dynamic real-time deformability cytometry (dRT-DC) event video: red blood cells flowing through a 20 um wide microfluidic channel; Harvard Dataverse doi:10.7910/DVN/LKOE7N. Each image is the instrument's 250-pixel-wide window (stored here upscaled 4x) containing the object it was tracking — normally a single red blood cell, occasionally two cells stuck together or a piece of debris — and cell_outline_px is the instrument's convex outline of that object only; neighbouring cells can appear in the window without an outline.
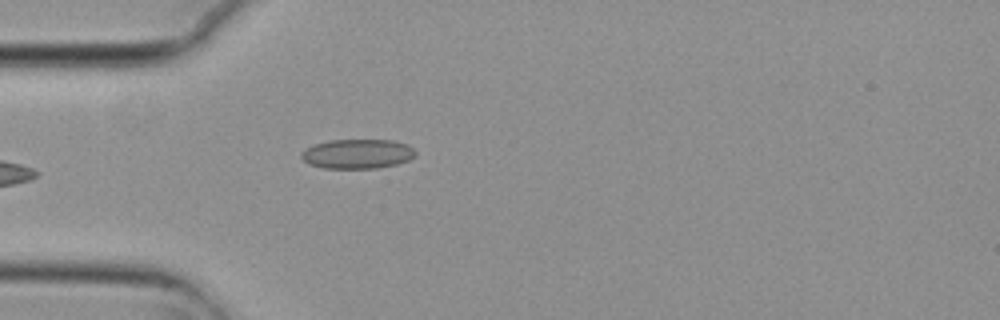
{"species": "common noctule bat (a hibernating species)", "species_latin": "Nyctalus noctula", "temperature_condition": "cold", "stored_images_in_passage": 1, "camera_frame_rate_fps": 3000, "um_per_image_px": 0.085, "animal": {"sex": "female", "body_mass_g": 29.2, "forearm_length_mm": 56.3}, "frame": {"image": 1, "passage_image": 1, "time_ms": 0.0, "image_size_px": [1000, 320], "cell_outline_px": [[416, 156], [408, 160], [396, 164], [376, 168], [324, 168], [308, 164], [300, 156], [300, 152], [312, 144], [328, 140], [392, 140], [408, 144], [416, 152]], "centroid_in_image_um": [30.35, 13.07], "position_along_channel_um": 54.6, "area_um2": 19.77}}